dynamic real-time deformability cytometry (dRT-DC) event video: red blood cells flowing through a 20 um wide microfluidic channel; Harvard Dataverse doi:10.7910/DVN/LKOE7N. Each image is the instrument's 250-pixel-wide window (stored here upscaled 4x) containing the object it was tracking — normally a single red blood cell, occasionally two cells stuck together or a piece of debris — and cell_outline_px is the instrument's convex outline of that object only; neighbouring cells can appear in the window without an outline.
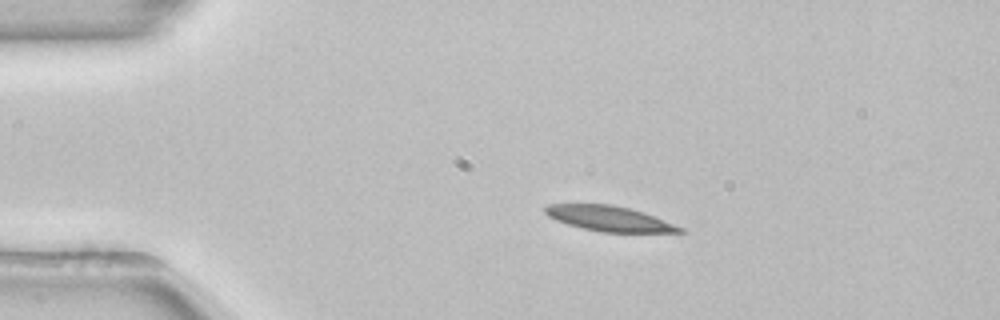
{"species": "common noctule bat (a hibernating species)", "species_latin": "Nyctalus noctula", "temperature_condition": "room temperature", "stored_images_in_passage": 43, "camera_frame_rate_fps": 3000, "um_per_image_px": 0.085, "animal": {"sex": "female", "body_mass_g": 22.7, "forearm_length_mm": 54.2}, "frame": {"image": 1, "passage_image": 1, "time_ms": 0.0, "image_size_px": [1000, 320], "cell_outline_px": [[684, 232], [600, 232], [568, 224], [556, 220], [548, 216], [544, 212], [544, 208], [548, 204], [612, 204], [644, 212], [684, 228]], "centroid_in_image_um": [51.77, 18.57], "position_along_channel_um": 33.2, "area_um2": 19.59}}
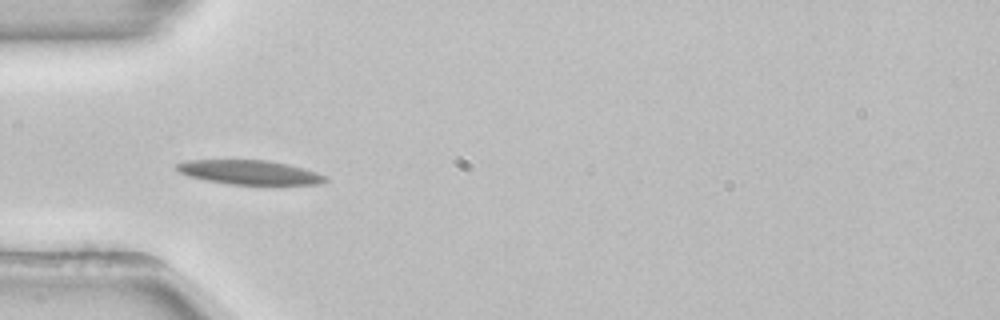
{"frame": {"image": 2, "passage_image": 7, "time_ms": 2.0, "image_size_px": [1000, 320], "cell_outline_px": [[328, 180], [320, 184], [228, 184], [188, 176], [180, 172], [176, 168], [176, 164], [188, 160], [268, 160], [288, 164], [304, 168], [328, 176]], "centroid_in_image_um": [21.24, 14.64], "position_along_channel_um": 63.8, "area_um2": 20.87}}
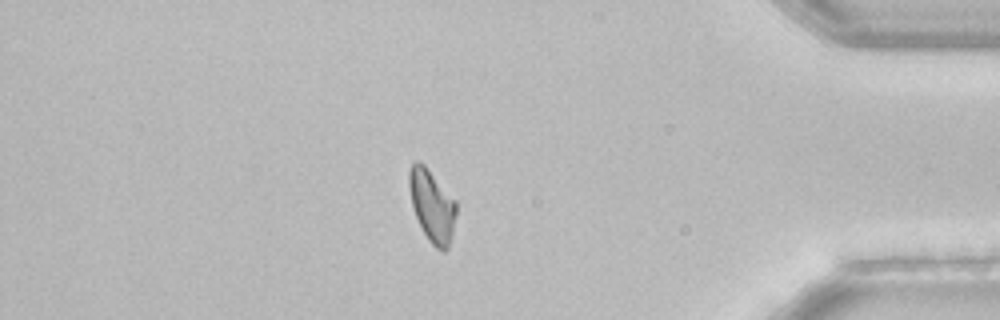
{"frame": {"image": 3, "passage_image": 36, "time_ms": 11.667, "image_size_px": [1000, 320], "cell_outline_px": [[456, 216], [452, 236], [448, 248], [444, 252], [436, 248], [428, 240], [412, 208], [408, 184], [408, 172], [412, 160], [420, 160], [424, 164], [456, 200]], "centroid_in_image_um": [36.71, 17.45], "position_along_channel_um": 398.5, "area_um2": 20.06}}